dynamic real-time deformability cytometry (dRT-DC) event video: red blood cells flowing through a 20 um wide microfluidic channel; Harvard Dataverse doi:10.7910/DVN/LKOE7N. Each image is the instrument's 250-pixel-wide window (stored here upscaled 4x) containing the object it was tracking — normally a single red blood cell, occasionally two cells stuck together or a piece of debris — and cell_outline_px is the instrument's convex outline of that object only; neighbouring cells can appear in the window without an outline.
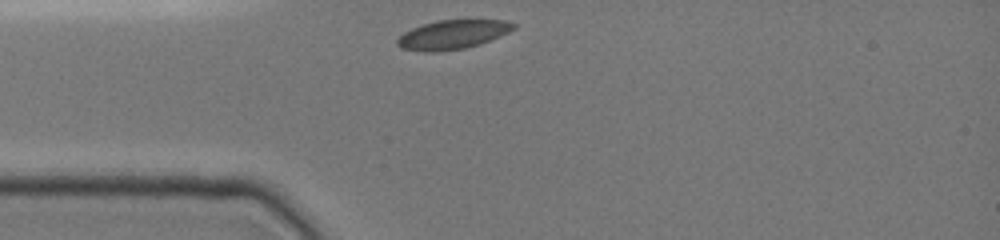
{"species": "common noctule bat (a hibernating species)", "species_latin": "Nyctalus noctula", "temperature_condition": "cold", "stored_images_in_passage": 22, "camera_frame_rate_fps": 3000, "um_per_image_px": 0.085, "animal": {"sex": "female", "body_mass_g": 19.0, "forearm_length_mm": 51.5}, "frame": {"image": 1, "passage_image": 1, "time_ms": 0.0, "image_size_px": [1000, 240], "cell_outline_px": [[516, 28], [500, 36], [480, 44], [464, 48], [432, 52], [424, 52], [400, 48], [396, 44], [396, 40], [404, 32], [412, 28], [436, 20], [504, 20], [516, 24]], "centroid_in_image_um": [38.45, 2.94], "position_along_channel_um": 46.5, "area_um2": 19.65}}
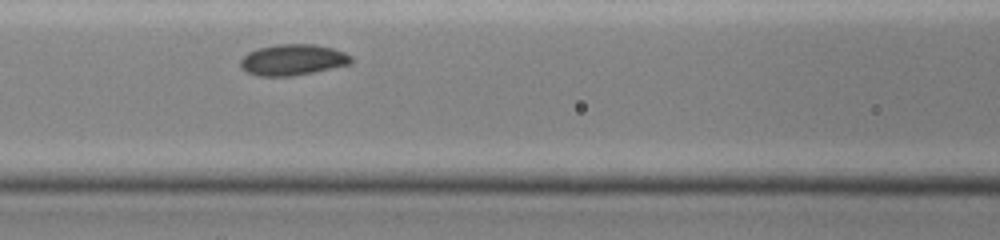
{"frame": {"image": 2, "passage_image": 17, "time_ms": 2.667, "image_size_px": [1000, 240], "cell_outline_px": [[352, 64], [292, 76], [260, 76], [248, 72], [240, 68], [240, 60], [248, 52], [256, 48], [276, 44], [316, 44], [332, 48], [344, 52], [352, 56]], "centroid_in_image_um": [24.88, 5.07], "position_along_channel_um": 141.7, "area_um2": 20.11}}
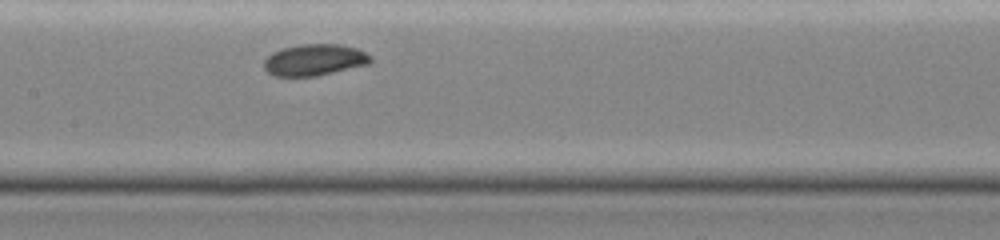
{"frame": {"image": 3, "passage_image": 22, "time_ms": 3.667, "image_size_px": [1000, 240], "cell_outline_px": [[372, 60], [368, 64], [316, 76], [272, 76], [264, 68], [264, 60], [272, 52], [280, 48], [300, 44], [340, 44], [356, 48], [372, 56]], "centroid_in_image_um": [26.7, 5.08], "position_along_channel_um": 180.7, "area_um2": 19.59}}